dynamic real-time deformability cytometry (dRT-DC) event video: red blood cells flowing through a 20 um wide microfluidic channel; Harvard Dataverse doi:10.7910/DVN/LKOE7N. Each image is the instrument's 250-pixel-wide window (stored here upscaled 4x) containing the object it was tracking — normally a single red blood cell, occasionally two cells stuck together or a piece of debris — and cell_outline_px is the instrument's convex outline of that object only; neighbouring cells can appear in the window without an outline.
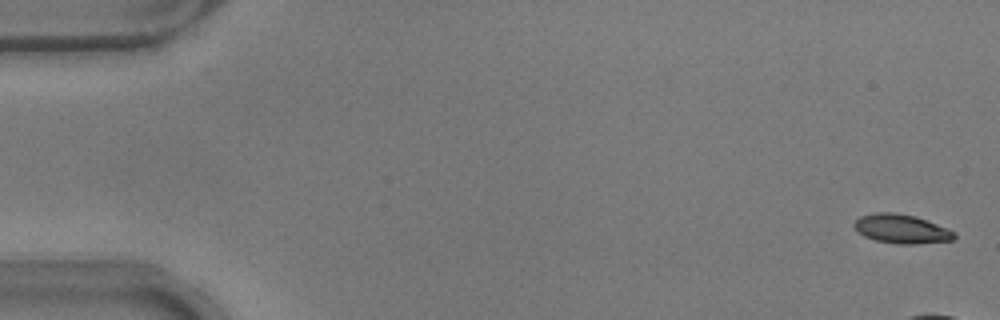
{"species": "common noctule bat (a hibernating species)", "species_latin": "Nyctalus noctula", "temperature_condition": "warm", "stored_images_in_passage": 9, "camera_frame_rate_fps": 3000, "um_per_image_px": 0.085, "animal": {"sex": "male", "body_mass_g": 17.9}, "frame": {"image": 1, "passage_image": 1, "time_ms": 0.0, "image_size_px": [1000, 320], "cell_outline_px": [[956, 236], [952, 240], [912, 244], [896, 244], [876, 240], [864, 236], [852, 224], [860, 216], [876, 212], [896, 212], [916, 216], [956, 232]], "centroid_in_image_um": [76.62, 19.44], "position_along_channel_um": 8.4, "area_um2": 16.82}}